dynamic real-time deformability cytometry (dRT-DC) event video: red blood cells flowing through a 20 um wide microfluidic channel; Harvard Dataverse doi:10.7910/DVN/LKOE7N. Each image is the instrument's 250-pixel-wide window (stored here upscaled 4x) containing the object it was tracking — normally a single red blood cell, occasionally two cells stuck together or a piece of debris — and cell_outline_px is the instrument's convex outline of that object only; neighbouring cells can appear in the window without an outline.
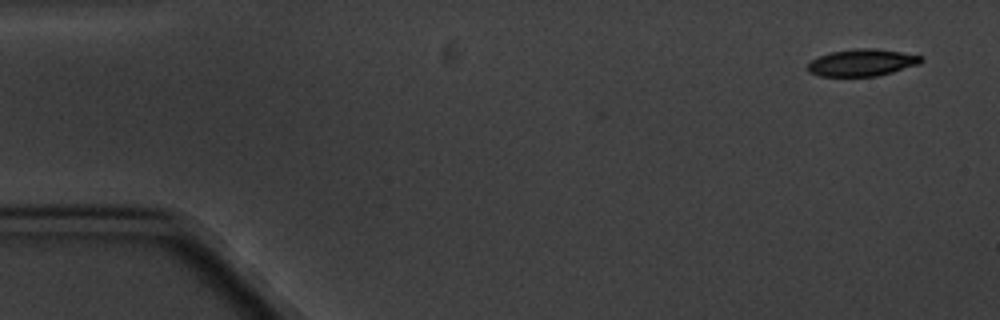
{"species": "common noctule bat (a hibernating species)", "species_latin": "Nyctalus noctula", "temperature_condition": "cold", "stored_images_in_passage": 5, "camera_frame_rate_fps": 3000, "um_per_image_px": 0.085, "animal": {"sex": "male", "body_mass_g": 20.1, "forearm_length_mm": 53.5}, "frame": {"image": 1, "passage_image": 1, "time_ms": 0.0, "image_size_px": [1000, 320], "cell_outline_px": [[924, 60], [920, 64], [892, 72], [876, 76], [820, 76], [808, 72], [808, 64], [812, 60], [820, 56], [832, 52], [856, 48], [876, 48], [924, 56]], "centroid_in_image_um": [73.31, 5.32], "position_along_channel_um": 11.7, "area_um2": 17.8}}
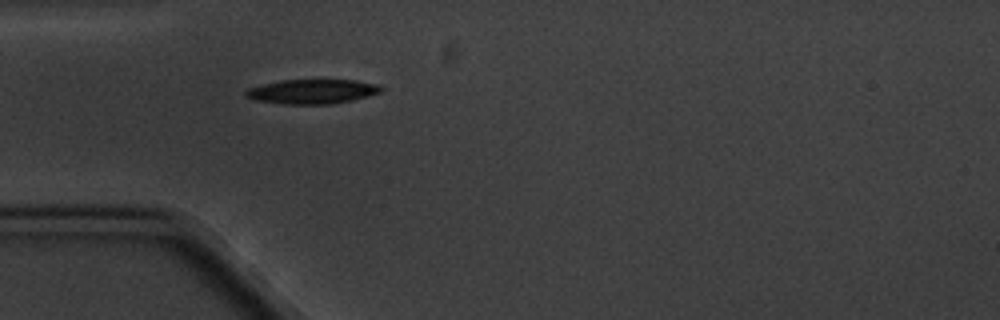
{"frame": {"image": 2, "passage_image": 5, "time_ms": 4.667, "image_size_px": [1000, 320], "cell_outline_px": [[384, 88], [380, 92], [352, 100], [332, 104], [284, 104], [256, 100], [244, 96], [244, 92], [248, 88], [280, 80], [356, 80], [380, 84]], "centroid_in_image_um": [26.55, 7.77], "position_along_channel_um": 58.5, "area_um2": 19.31}}